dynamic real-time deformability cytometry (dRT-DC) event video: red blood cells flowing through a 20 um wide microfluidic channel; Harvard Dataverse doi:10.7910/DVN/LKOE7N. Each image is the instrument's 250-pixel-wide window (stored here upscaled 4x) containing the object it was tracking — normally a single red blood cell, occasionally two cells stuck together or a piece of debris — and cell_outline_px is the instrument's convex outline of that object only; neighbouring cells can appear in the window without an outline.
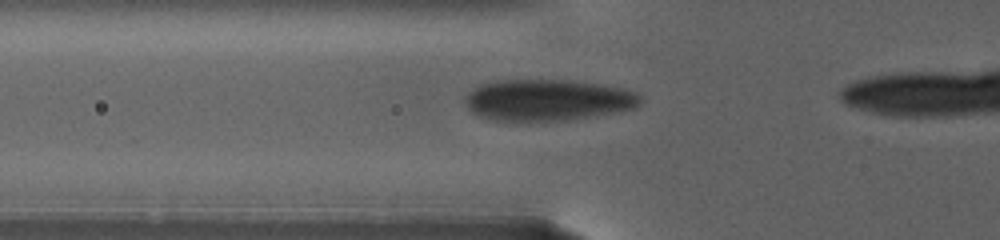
{"species": "human", "species_latin": "Homo sapiens", "temperature_condition": "warm", "stored_images_in_passage": 6, "segment_of_instrument_passage": [1, 2], "camera_frame_rate_fps": 3000, "um_per_image_px": 0.085, "donor": {"sex": "female"}, "frame": {"image": 1, "passage_image": 3, "time_ms": 2.333, "image_size_px": [1000, 240], "cell_outline_px": [[640, 104], [636, 108], [620, 112], [596, 116], [568, 120], [532, 124], [516, 124], [492, 120], [480, 116], [472, 112], [468, 108], [468, 96], [476, 88], [484, 84], [496, 80], [564, 80], [596, 84], [620, 88], [636, 92], [640, 96]], "centroid_in_image_um": [46.58, 8.57], "position_along_channel_um": 79.2, "area_um2": 42.95}}
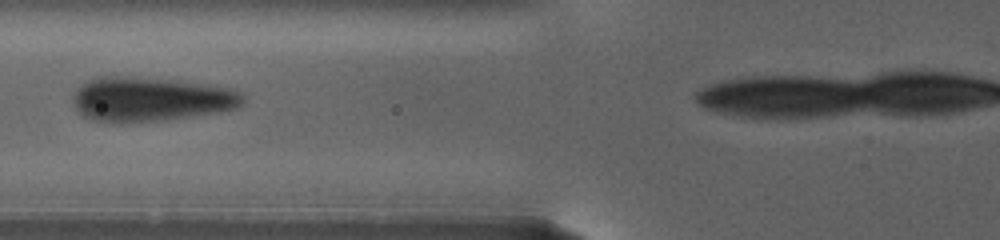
{"frame": {"image": 2, "passage_image": 4, "time_ms": 3.667, "image_size_px": [1000, 240], "cell_outline_px": [[244, 100], [236, 108], [216, 112], [164, 120], [120, 124], [88, 120], [80, 116], [76, 112], [76, 92], [88, 80], [100, 76], [132, 76], [180, 80], [228, 88], [240, 92], [244, 96]], "centroid_in_image_um": [12.76, 8.45], "position_along_channel_um": 113.0, "area_um2": 44.1}}